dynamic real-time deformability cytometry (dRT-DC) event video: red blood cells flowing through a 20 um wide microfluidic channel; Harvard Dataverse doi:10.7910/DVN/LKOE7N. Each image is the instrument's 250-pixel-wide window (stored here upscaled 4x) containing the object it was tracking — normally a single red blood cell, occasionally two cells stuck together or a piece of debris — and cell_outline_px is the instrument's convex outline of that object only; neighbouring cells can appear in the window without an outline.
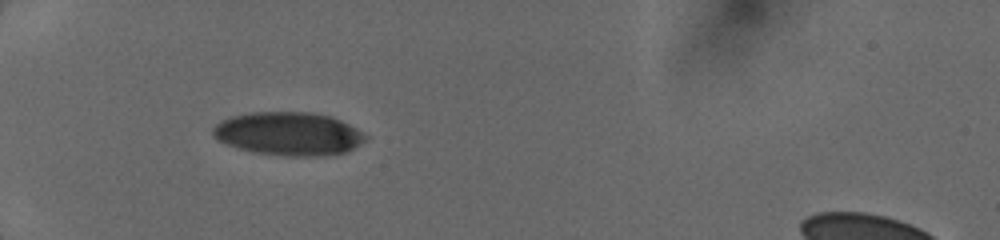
{"species": "human", "species_latin": "Homo sapiens", "temperature_condition": "cold", "stored_images_in_passage": 19, "camera_frame_rate_fps": 3000, "um_per_image_px": 0.085, "donor": {"sex": "female"}, "frame": {"image": 1, "passage_image": 1, "time_ms": 0.0, "image_size_px": [1000, 240], "cell_outline_px": [[368, 140], [344, 152], [324, 156], [288, 156], [256, 152], [236, 148], [216, 140], [212, 136], [212, 128], [220, 120], [228, 116], [252, 112], [312, 112], [332, 116], [356, 128], [368, 136]], "centroid_in_image_um": [24.5, 11.36], "position_along_channel_um": 60.5, "area_um2": 38.84}}
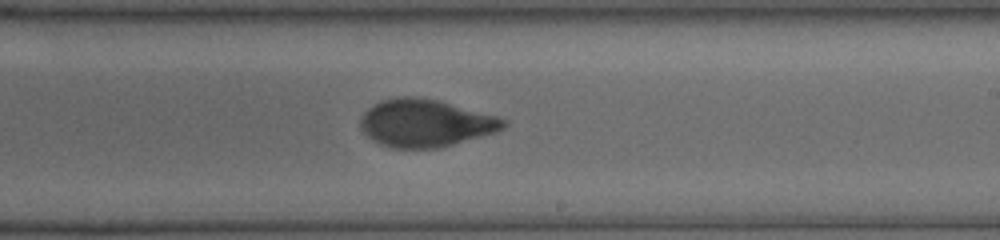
{"frame": {"image": 2, "passage_image": 11, "time_ms": 5.0, "image_size_px": [1000, 240], "cell_outline_px": [[508, 124], [504, 128], [496, 132], [452, 144], [436, 148], [392, 148], [380, 144], [372, 140], [360, 128], [360, 116], [368, 108], [380, 100], [396, 96], [416, 96], [436, 100], [496, 116], [508, 120]], "centroid_in_image_um": [36.12, 10.46], "position_along_channel_um": 252.9, "area_um2": 39.54}}
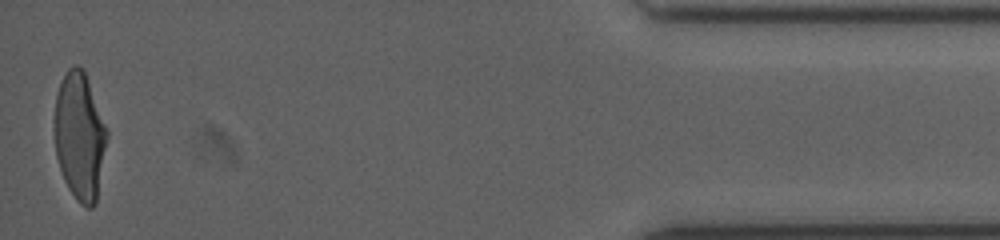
{"frame": {"image": 3, "passage_image": 19, "time_ms": 10.667, "image_size_px": [1000, 240], "cell_outline_px": [[108, 136], [96, 204], [92, 208], [88, 208], [80, 204], [68, 188], [64, 180], [56, 156], [56, 96], [60, 84], [68, 68], [72, 64], [76, 64], [84, 72], [108, 132]], "centroid_in_image_um": [6.79, 11.64], "position_along_channel_um": 428.4, "area_um2": 38.26}}